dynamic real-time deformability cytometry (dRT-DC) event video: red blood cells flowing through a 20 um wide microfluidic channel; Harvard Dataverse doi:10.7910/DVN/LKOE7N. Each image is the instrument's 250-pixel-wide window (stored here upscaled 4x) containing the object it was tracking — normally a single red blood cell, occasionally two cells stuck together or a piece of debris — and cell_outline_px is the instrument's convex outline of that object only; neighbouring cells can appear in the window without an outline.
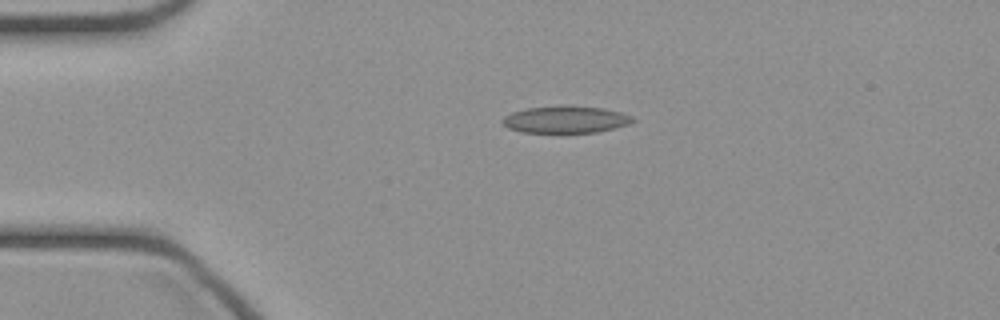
{"species": "common noctule bat (a hibernating species)", "species_latin": "Nyctalus noctula", "temperature_condition": "cold", "stored_images_in_passage": 37, "camera_frame_rate_fps": 3000, "um_per_image_px": 0.085, "animal": {"sex": "female", "body_mass_g": 21.9}, "frame": {"image": 1, "passage_image": 1, "time_ms": 0.0, "image_size_px": [1000, 320], "cell_outline_px": [[636, 120], [628, 124], [596, 132], [520, 132], [508, 128], [500, 124], [500, 120], [504, 116], [512, 112], [524, 108], [564, 104], [604, 108], [620, 112], [632, 116]], "centroid_in_image_um": [48.01, 10.13], "position_along_channel_um": 37.0, "area_um2": 20.87}}
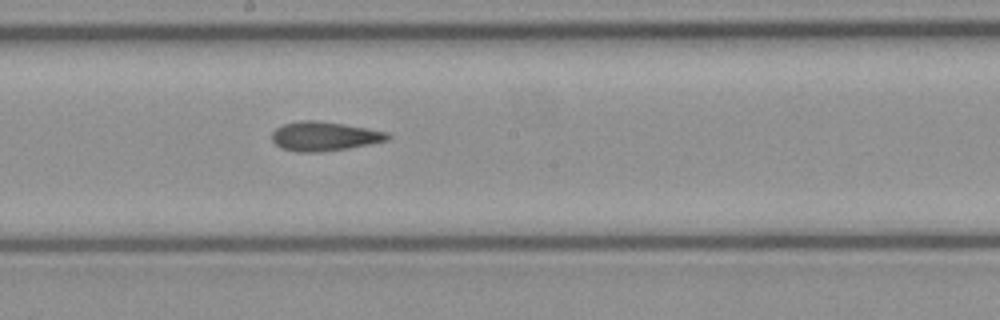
{"frame": {"image": 2, "passage_image": 16, "time_ms": 5.0, "image_size_px": [1000, 320], "cell_outline_px": [[392, 136], [388, 140], [348, 148], [320, 152], [296, 152], [280, 148], [272, 140], [272, 132], [276, 128], [284, 124], [300, 120], [316, 120], [344, 124], [388, 132]], "centroid_in_image_um": [27.55, 11.58], "position_along_channel_um": 220.7, "area_um2": 19.71}}
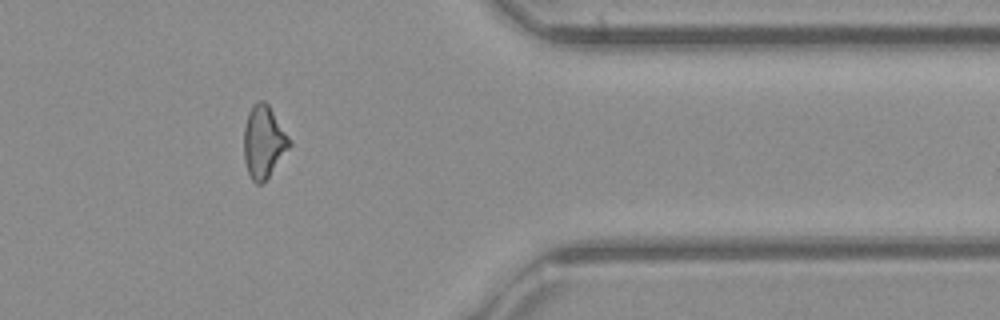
{"frame": {"image": 3, "passage_image": 29, "time_ms": 9.333, "image_size_px": [1000, 320], "cell_outline_px": [[292, 144], [268, 176], [260, 184], [256, 184], [252, 180], [248, 172], [244, 160], [244, 128], [248, 112], [252, 104], [256, 100], [264, 100], [268, 104], [292, 140]], "centroid_in_image_um": [22.41, 12.01], "position_along_channel_um": 389.0, "area_um2": 19.19}}